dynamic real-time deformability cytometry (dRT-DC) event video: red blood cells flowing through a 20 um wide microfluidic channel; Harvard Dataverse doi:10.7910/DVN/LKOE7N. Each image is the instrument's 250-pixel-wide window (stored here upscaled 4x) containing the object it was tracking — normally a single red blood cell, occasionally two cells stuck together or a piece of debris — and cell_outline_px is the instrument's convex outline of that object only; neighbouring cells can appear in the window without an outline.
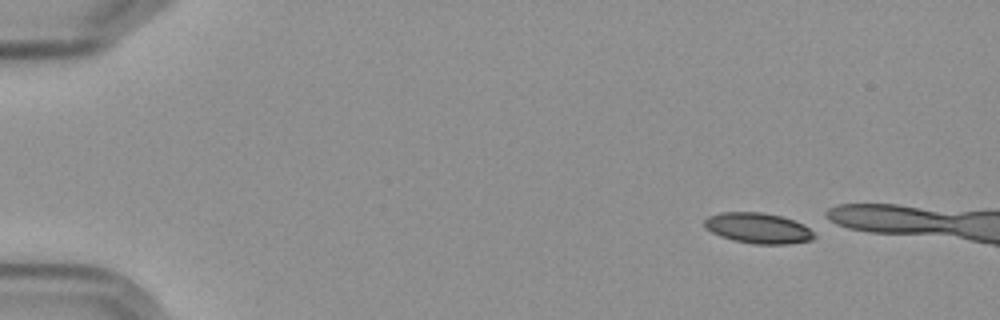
{"species": "Egyptian fruit bat (a non-hibernating species)", "species_latin": "Rousettus aegyptiacus", "temperature_condition": "cold", "stored_images_in_passage": 7, "segment_of_instrument_passage": [1, 2], "camera_frame_rate_fps": 3000, "um_per_image_px": 0.085, "frame": {"image": 1, "passage_image": 1, "time_ms": 0.0, "image_size_px": [1000, 320], "cell_outline_px": [[816, 236], [812, 240], [784, 244], [752, 244], [732, 240], [720, 236], [704, 228], [704, 220], [708, 216], [720, 212], [760, 212], [780, 216], [804, 224]], "centroid_in_image_um": [64.4, 19.39], "position_along_channel_um": 20.6, "area_um2": 19.54}}
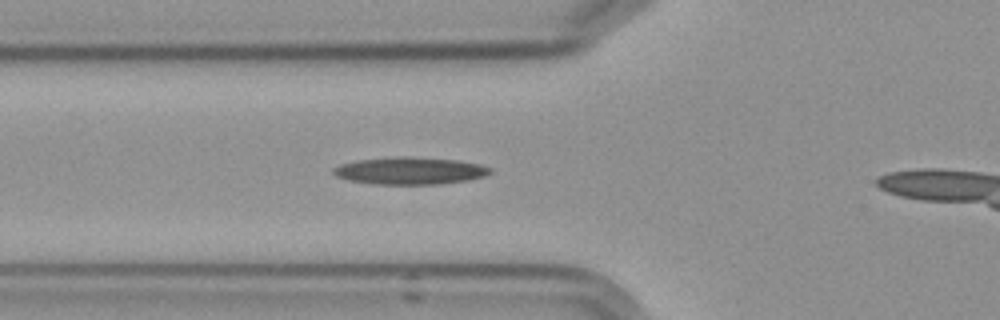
{"frame": {"image": 2, "passage_image": 6, "time_ms": 6.667, "image_size_px": [1000, 320], "cell_outline_px": [[492, 172], [484, 176], [468, 180], [440, 184], [372, 184], [348, 180], [336, 176], [332, 172], [332, 168], [340, 164], [360, 160], [396, 156], [408, 156], [456, 160], [480, 164], [492, 168]], "centroid_in_image_um": [34.84, 14.51], "position_along_channel_um": 91.0, "area_um2": 24.97}}